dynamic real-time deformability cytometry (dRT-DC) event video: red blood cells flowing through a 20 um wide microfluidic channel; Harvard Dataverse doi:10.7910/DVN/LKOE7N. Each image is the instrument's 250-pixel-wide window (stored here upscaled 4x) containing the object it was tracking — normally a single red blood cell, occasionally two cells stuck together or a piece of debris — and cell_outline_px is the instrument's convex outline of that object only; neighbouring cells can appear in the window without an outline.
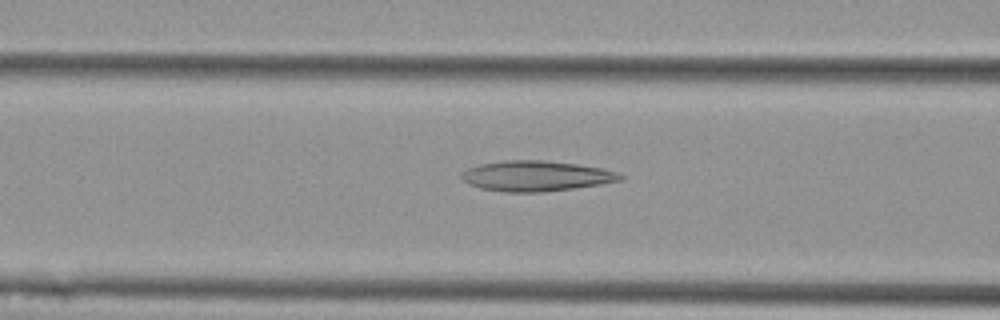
{"species": "Egyptian fruit bat (a non-hibernating species)", "species_latin": "Rousettus aegyptiacus", "temperature_condition": "cold", "stored_images_in_passage": 41, "camera_frame_rate_fps": 3000, "um_per_image_px": 0.085, "animal": {"sex": "female"}, "frame": {"image": 1, "passage_image": 14, "time_ms": 4.333, "image_size_px": [1000, 320], "cell_outline_px": [[624, 176], [620, 180], [600, 184], [544, 192], [504, 192], [480, 188], [464, 180], [460, 176], [460, 172], [468, 168], [480, 164], [504, 160], [544, 160], [576, 164], [600, 168], [616, 172]], "centroid_in_image_um": [45.52, 14.95], "position_along_channel_um": 121.1, "area_um2": 27.86}}
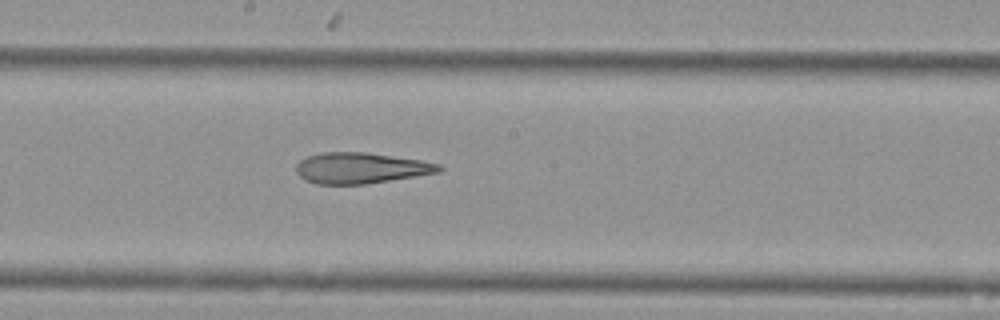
{"frame": {"image": 2, "passage_image": 22, "time_ms": 7.0, "image_size_px": [1000, 320], "cell_outline_px": [[444, 168], [440, 172], [364, 184], [316, 184], [304, 180], [296, 172], [296, 164], [300, 160], [308, 156], [320, 152], [364, 152], [420, 160], [440, 164]], "centroid_in_image_um": [30.63, 14.28], "position_along_channel_um": 217.6, "area_um2": 25.61}}
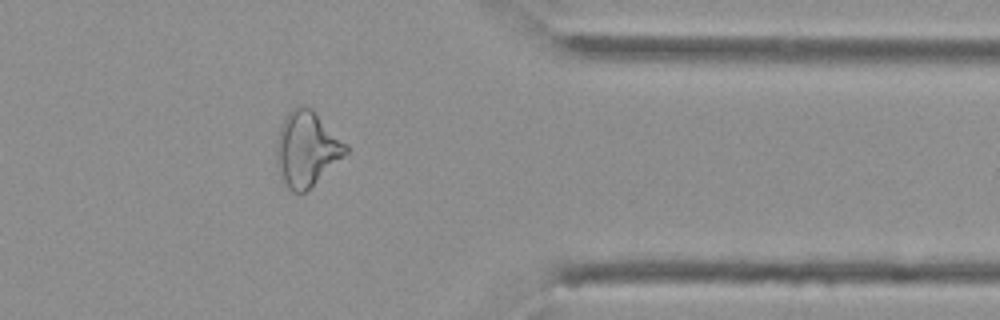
{"frame": {"image": 3, "passage_image": 37, "time_ms": 12.0, "image_size_px": [1000, 320], "cell_outline_px": [[348, 152], [304, 192], [292, 192], [288, 188], [284, 180], [276, 156], [276, 144], [280, 128], [288, 112], [296, 104], [304, 104], [312, 108], [348, 144]], "centroid_in_image_um": [26.09, 12.57], "position_along_channel_um": 385.3, "area_um2": 29.82}, "authors_computed_cell_mechanics": {"area_um2": 27.1082, "velocity_mm_per_s": 3.6265, "shape_relaxation_time_tau1_ms": null, "shape_relaxation_time_tau2_ms": 4.6031, "deformation_change_tau1": null, "deformation_change_tau2": 0.1695}}